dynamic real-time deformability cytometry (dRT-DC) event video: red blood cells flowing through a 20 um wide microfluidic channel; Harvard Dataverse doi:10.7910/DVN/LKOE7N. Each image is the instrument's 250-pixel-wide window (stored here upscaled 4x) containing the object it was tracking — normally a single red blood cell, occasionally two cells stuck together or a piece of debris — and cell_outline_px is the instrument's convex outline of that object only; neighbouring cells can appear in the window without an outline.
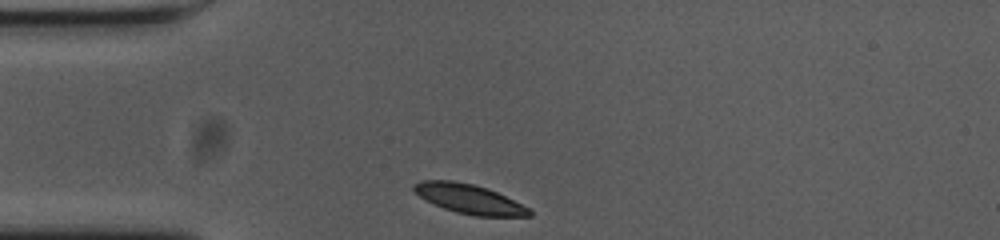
{"species": "common noctule bat (a hibernating species)", "species_latin": "Nyctalus noctula", "temperature_condition": "cold", "stored_images_in_passage": 31, "camera_frame_rate_fps": 3000, "um_per_image_px": 0.085, "animal": {"sex": "female", "body_mass_g": 23.0, "forearm_length_mm": 53.4}, "frame": {"image": 1, "passage_image": 1, "time_ms": 0.0, "image_size_px": [1000, 240], "cell_outline_px": [[532, 216], [476, 216], [456, 212], [432, 204], [424, 200], [412, 192], [412, 184], [420, 180], [452, 180], [472, 184], [488, 188], [528, 208], [532, 212]], "centroid_in_image_um": [39.78, 16.9], "position_along_channel_um": 45.2, "area_um2": 19.83}}
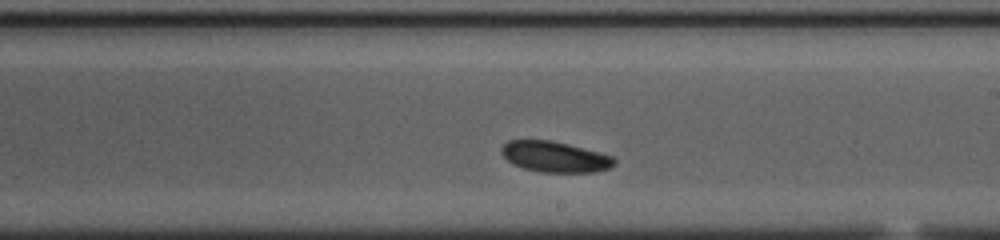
{"frame": {"image": 2, "passage_image": 19, "time_ms": 6.0, "image_size_px": [1000, 240], "cell_outline_px": [[616, 164], [608, 168], [596, 172], [540, 172], [524, 168], [512, 164], [500, 152], [500, 148], [508, 140], [548, 140], [568, 144], [612, 156], [616, 160]], "centroid_in_image_um": [47.14, 13.33], "position_along_channel_um": 241.9, "area_um2": 20.11}}
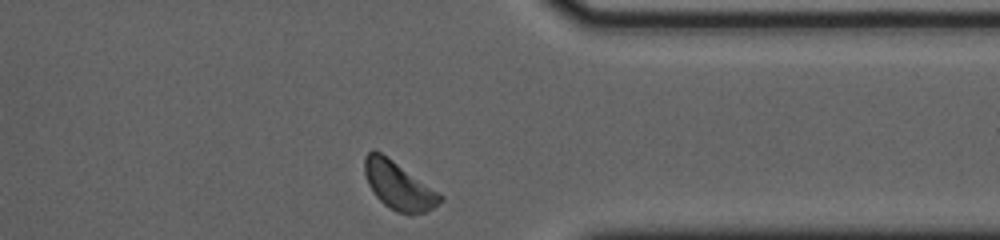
{"frame": {"image": 3, "passage_image": 31, "time_ms": 10.0, "image_size_px": [1000, 240], "cell_outline_px": [[444, 200], [432, 208], [424, 212], [396, 212], [384, 204], [372, 192], [368, 184], [364, 172], [364, 156], [372, 148], [388, 156], [444, 196]], "centroid_in_image_um": [33.85, 15.73], "position_along_channel_um": 377.6, "area_um2": 20.92}, "authors_computed_cell_mechanics": {"area_um2": 20.23, "velocity_mm_per_s": 3.5791, "shape_relaxation_time_tau1_ms": 1.0699, "shape_relaxation_time_tau2_ms": null, "deformation_change_tau1": 0.0925, "deformation_change_tau2": null}}